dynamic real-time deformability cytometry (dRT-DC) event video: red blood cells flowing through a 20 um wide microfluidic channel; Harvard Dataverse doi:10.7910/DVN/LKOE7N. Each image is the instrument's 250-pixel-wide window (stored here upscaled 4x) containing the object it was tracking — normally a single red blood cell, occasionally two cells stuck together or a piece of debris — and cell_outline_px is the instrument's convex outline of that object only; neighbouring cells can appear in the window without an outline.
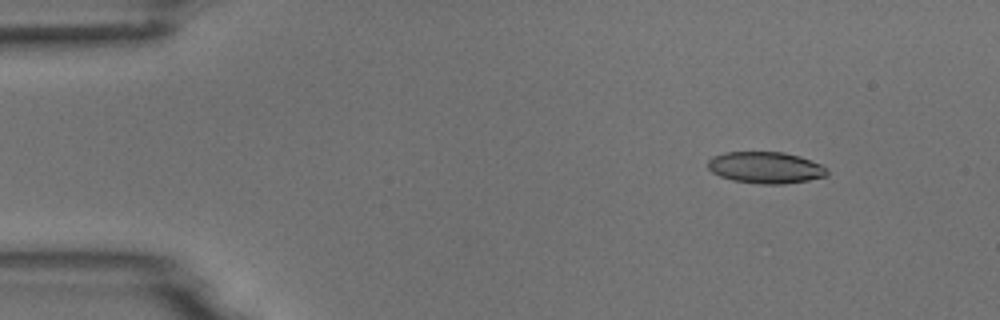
{"species": "common noctule bat (a hibernating species)", "species_latin": "Nyctalus noctula", "temperature_condition": "room temperature", "stored_images_in_passage": 6, "camera_frame_rate_fps": 3000, "um_per_image_px": 0.085, "animal": {"sex": "male", "body_mass_g": 18.8}, "frame": {"image": 1, "passage_image": 2, "time_ms": 1.0, "image_size_px": [1000, 320], "cell_outline_px": [[828, 176], [808, 180], [784, 184], [760, 184], [732, 180], [720, 176], [712, 172], [708, 168], [708, 160], [712, 156], [724, 152], [784, 152], [800, 156], [820, 164], [828, 172]], "centroid_in_image_um": [65.05, 14.24], "position_along_channel_um": 19.9, "area_um2": 21.96}}
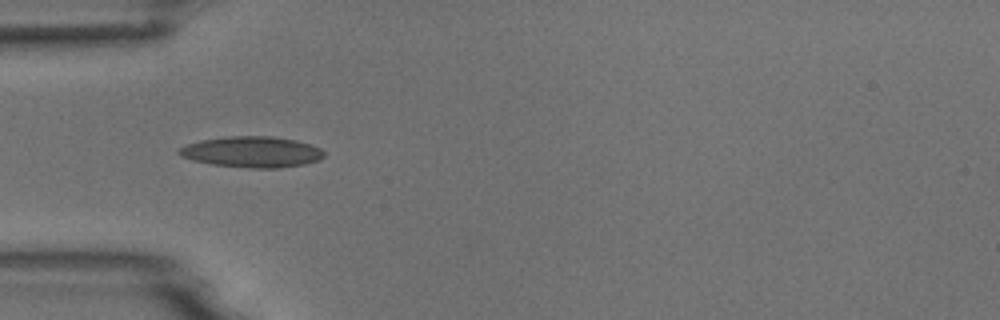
{"frame": {"image": 2, "passage_image": 4, "time_ms": 4.333, "image_size_px": [1000, 320], "cell_outline_px": [[324, 156], [320, 160], [304, 164], [280, 168], [248, 168], [212, 164], [192, 160], [180, 156], [176, 152], [180, 148], [188, 144], [204, 140], [228, 136], [272, 136], [296, 140], [320, 148], [324, 152]], "centroid_in_image_um": [21.43, 12.92], "position_along_channel_um": 63.6, "area_um2": 26.07}}